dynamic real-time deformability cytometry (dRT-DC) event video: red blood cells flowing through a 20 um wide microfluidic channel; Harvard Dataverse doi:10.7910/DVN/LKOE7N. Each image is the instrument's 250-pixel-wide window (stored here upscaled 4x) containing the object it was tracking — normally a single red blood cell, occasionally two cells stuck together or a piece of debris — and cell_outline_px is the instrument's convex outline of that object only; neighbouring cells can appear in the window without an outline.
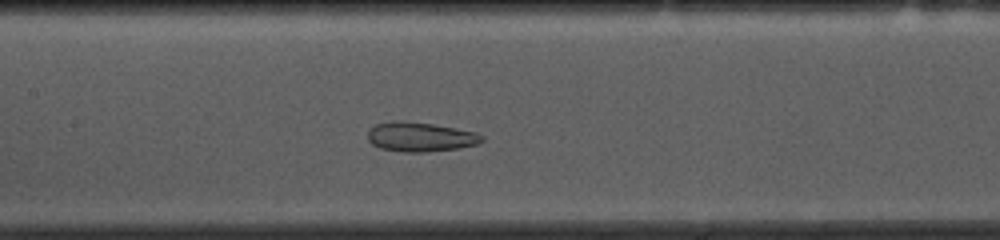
{"species": "common noctule bat (a hibernating species)", "species_latin": "Nyctalus noctula", "temperature_condition": "cold", "stored_images_in_passage": 41, "camera_frame_rate_fps": 3000, "um_per_image_px": 0.085, "animal": {"sex": "female", "body_mass_g": 10.0, "forearm_length_mm": 53.1}, "frame": {"image": 1, "passage_image": 20, "time_ms": 6.333, "image_size_px": [1000, 240], "cell_outline_px": [[484, 140], [476, 144], [460, 148], [424, 152], [404, 152], [380, 148], [372, 144], [368, 140], [368, 128], [376, 124], [404, 120], [432, 124], [476, 132], [484, 136]], "centroid_in_image_um": [35.72, 11.64], "position_along_channel_um": 171.7, "area_um2": 19.54}}
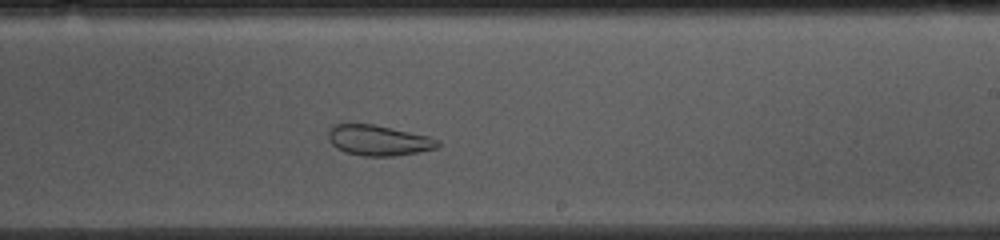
{"frame": {"image": 2, "passage_image": 27, "time_ms": 8.667, "image_size_px": [1000, 240], "cell_outline_px": [[440, 144], [436, 148], [396, 156], [364, 156], [344, 152], [336, 148], [332, 144], [328, 136], [328, 132], [332, 124], [372, 124], [428, 136], [440, 140]], "centroid_in_image_um": [32.15, 11.93], "position_along_channel_um": 256.9, "area_um2": 19.31}}
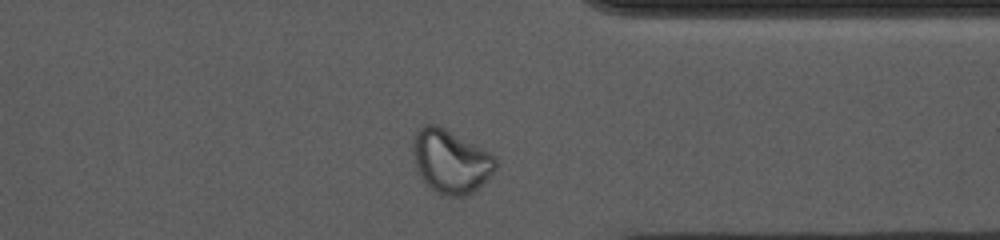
{"frame": {"image": 3, "passage_image": 37, "time_ms": 12.0, "image_size_px": [1000, 240], "cell_outline_px": [[496, 168], [472, 192], [464, 196], [448, 196], [432, 188], [420, 176], [416, 168], [412, 148], [412, 140], [416, 132], [424, 124], [436, 124], [444, 128], [496, 156]], "centroid_in_image_um": [38.27, 13.69], "position_along_channel_um": 373.1, "area_um2": 29.88}, "authors_computed_cell_mechanics": {"area_um2": 22.831, "velocity_mm_per_s": 3.6672, "shape_relaxation_time_tau1_ms": null, "shape_relaxation_time_tau2_ms": 1.3074, "deformation_change_tau1": null, "deformation_change_tau2": 0.0621}}